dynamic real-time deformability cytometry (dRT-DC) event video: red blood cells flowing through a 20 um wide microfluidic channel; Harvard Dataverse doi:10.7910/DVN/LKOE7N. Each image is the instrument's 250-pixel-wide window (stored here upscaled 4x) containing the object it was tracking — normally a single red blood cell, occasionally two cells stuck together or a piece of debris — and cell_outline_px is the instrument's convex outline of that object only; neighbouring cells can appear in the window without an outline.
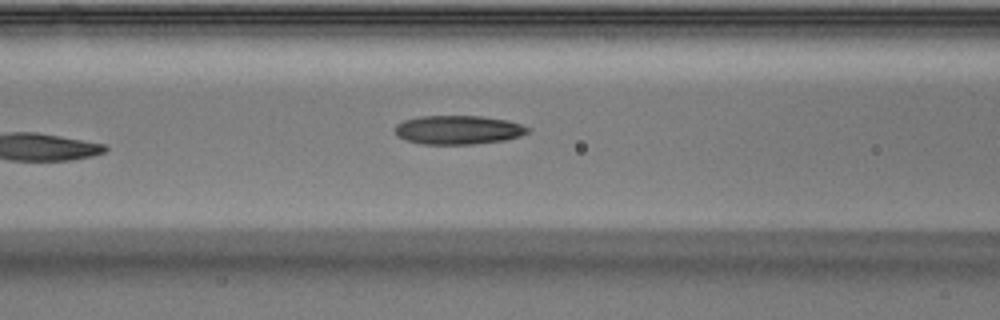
{"species": "Egyptian fruit bat (a non-hibernating species)", "species_latin": "Rousettus aegyptiacus", "temperature_condition": "warm", "stored_images_in_passage": 6, "camera_frame_rate_fps": 3000, "um_per_image_px": 0.085, "animal": {"sex": "male"}, "frame": {"image": 1, "passage_image": 6, "time_ms": 1.667, "image_size_px": [1000, 320], "cell_outline_px": [[532, 132], [520, 136], [504, 140], [472, 144], [420, 144], [404, 140], [396, 136], [396, 124], [404, 120], [420, 116], [484, 116], [508, 120], [532, 128]], "centroid_in_image_um": [38.97, 11.04], "position_along_channel_um": 127.6, "area_um2": 22.6}}